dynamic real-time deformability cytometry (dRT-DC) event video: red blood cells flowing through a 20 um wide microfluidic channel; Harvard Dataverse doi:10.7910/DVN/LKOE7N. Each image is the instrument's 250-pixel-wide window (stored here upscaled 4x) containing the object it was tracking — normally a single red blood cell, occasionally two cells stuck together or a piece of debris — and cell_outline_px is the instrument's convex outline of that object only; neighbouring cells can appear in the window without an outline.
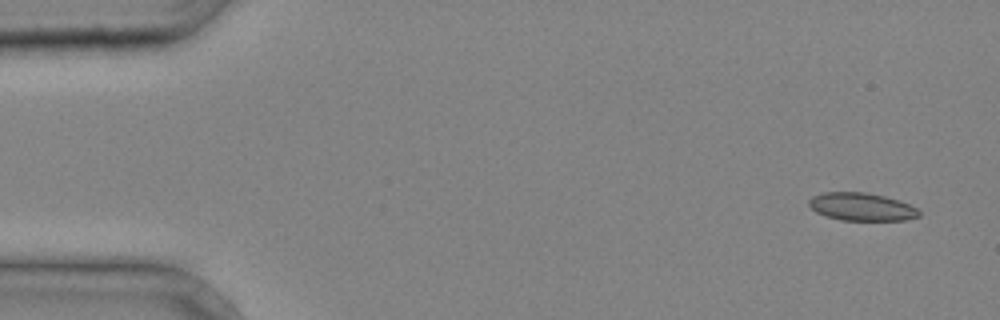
{"species": "common noctule bat (a hibernating species)", "species_latin": "Nyctalus noctula", "temperature_condition": "cold", "stored_images_in_passage": 4, "camera_frame_rate_fps": 3000, "um_per_image_px": 0.085, "animal": {"sex": "male", "body_mass_g": 20.4}, "frame": {"image": 1, "passage_image": 1, "time_ms": 0.0, "image_size_px": [1000, 320], "cell_outline_px": [[920, 216], [904, 220], [840, 220], [816, 212], [808, 204], [808, 200], [812, 196], [824, 192], [868, 192], [900, 200], [916, 208], [920, 212]], "centroid_in_image_um": [73.23, 17.57], "position_along_channel_um": 11.8, "area_um2": 17.86}}
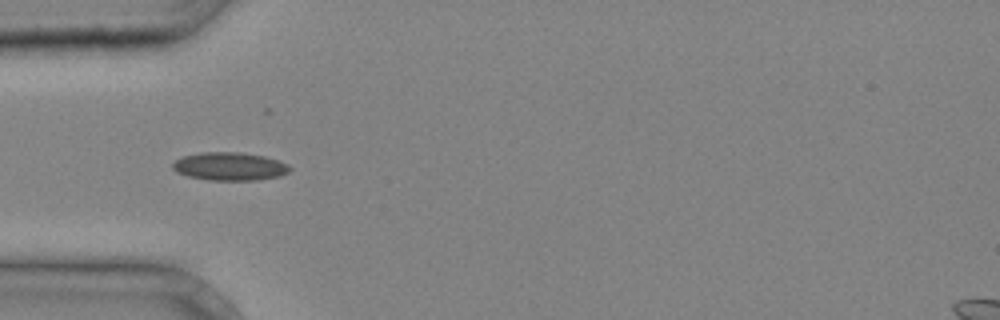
{"frame": {"image": 2, "passage_image": 4, "time_ms": 1.0, "image_size_px": [1000, 320], "cell_outline_px": [[292, 168], [288, 172], [280, 176], [260, 180], [208, 180], [188, 176], [176, 172], [172, 168], [172, 164], [176, 160], [184, 156], [200, 152], [240, 152], [264, 156], [288, 164]], "centroid_in_image_um": [19.53, 14.15], "position_along_channel_um": 65.5, "area_um2": 19.25}}